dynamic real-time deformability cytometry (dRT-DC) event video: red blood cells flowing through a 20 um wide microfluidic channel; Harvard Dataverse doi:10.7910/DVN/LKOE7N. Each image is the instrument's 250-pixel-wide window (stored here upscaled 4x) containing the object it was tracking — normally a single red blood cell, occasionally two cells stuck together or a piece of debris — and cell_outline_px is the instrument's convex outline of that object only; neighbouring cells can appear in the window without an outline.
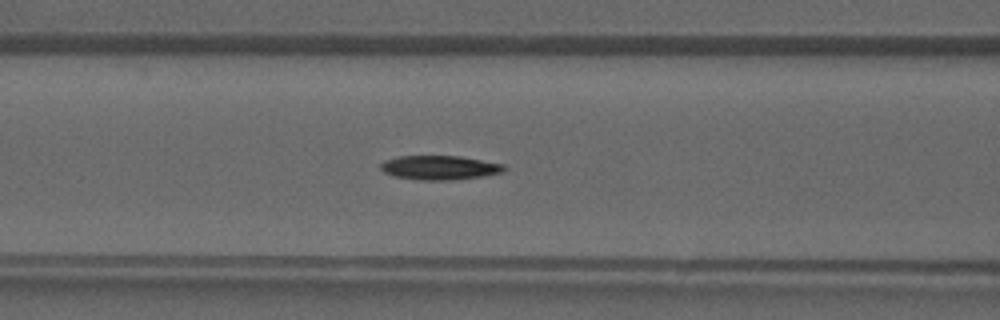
{"species": "common noctule bat (a hibernating species)", "species_latin": "Nyctalus noctula", "temperature_condition": "warm", "stored_images_in_passage": 42, "camera_frame_rate_fps": 3000, "um_per_image_px": 0.085, "animal": {"sex": "male", "forearm_length_mm": 52.5}, "frame": {"image": 1, "passage_image": 17, "time_ms": 5.333, "image_size_px": [1000, 320], "cell_outline_px": [[508, 168], [504, 172], [484, 176], [452, 180], [420, 180], [396, 176], [384, 172], [380, 168], [380, 164], [384, 160], [400, 156], [460, 156], [504, 164]], "centroid_in_image_um": [37.41, 14.25], "position_along_channel_um": 129.2, "area_um2": 17.46}}
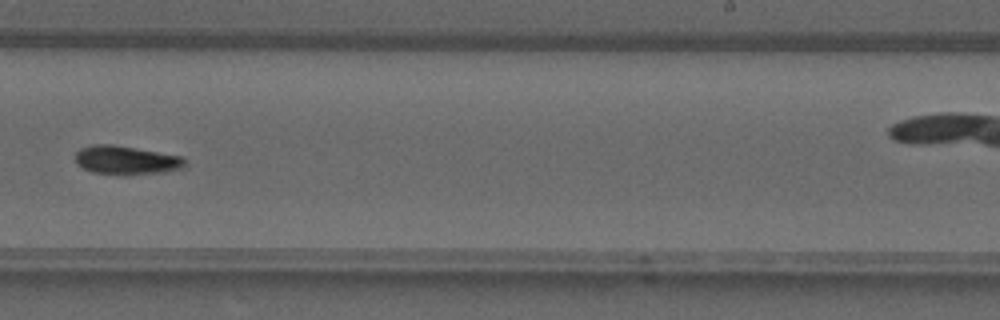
{"frame": {"image": 2, "passage_image": 26, "time_ms": 8.333, "image_size_px": [1000, 320], "cell_outline_px": [[184, 168], [164, 172], [128, 176], [92, 172], [76, 164], [76, 152], [80, 148], [92, 144], [112, 144], [184, 156]], "centroid_in_image_um": [10.73, 13.62], "position_along_channel_um": 278.3, "area_um2": 18.67}}
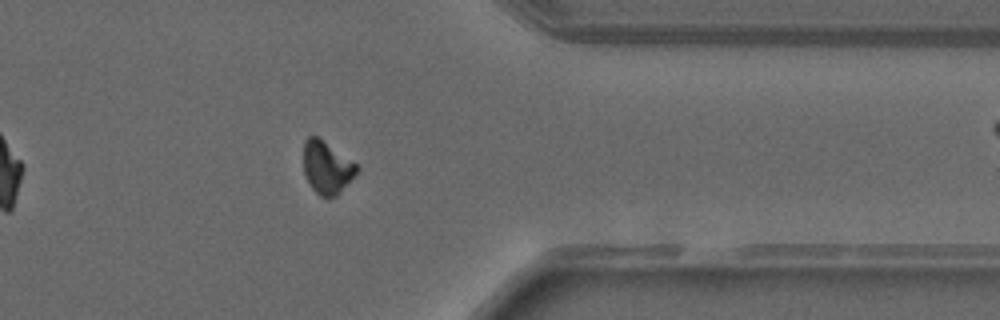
{"frame": {"image": 3, "passage_image": 33, "time_ms": 10.667, "image_size_px": [1000, 320], "cell_outline_px": [[360, 168], [336, 196], [320, 196], [308, 184], [304, 176], [304, 140], [308, 136], [316, 136], [356, 164]], "centroid_in_image_um": [27.74, 14.24], "position_along_channel_um": 383.7, "area_um2": 15.9}}